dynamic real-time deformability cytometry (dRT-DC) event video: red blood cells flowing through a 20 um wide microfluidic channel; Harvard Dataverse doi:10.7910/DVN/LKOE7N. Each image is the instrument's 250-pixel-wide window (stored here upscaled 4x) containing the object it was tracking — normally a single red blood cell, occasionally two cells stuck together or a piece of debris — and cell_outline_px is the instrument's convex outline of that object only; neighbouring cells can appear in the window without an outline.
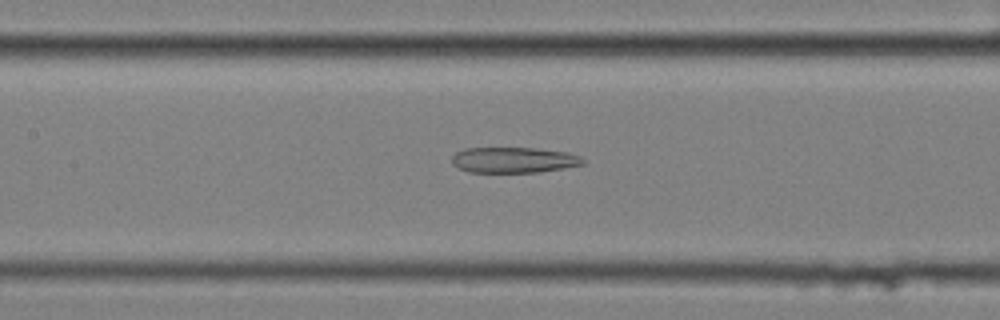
{"species": "common noctule bat (a hibernating species)", "species_latin": "Nyctalus noctula", "temperature_condition": "cold", "stored_images_in_passage": 57, "camera_frame_rate_fps": 3000, "um_per_image_px": 0.085, "animal": {"sex": "female", "body_mass_g": 25.1}, "frame": {"image": 1, "passage_image": 26, "time_ms": 8.333, "image_size_px": [1000, 320], "cell_outline_px": [[584, 164], [540, 172], [468, 172], [452, 164], [452, 156], [456, 152], [464, 148], [536, 148], [568, 152], [580, 156], [584, 160]], "centroid_in_image_um": [43.66, 13.59], "position_along_channel_um": 163.7, "area_um2": 19.59}}
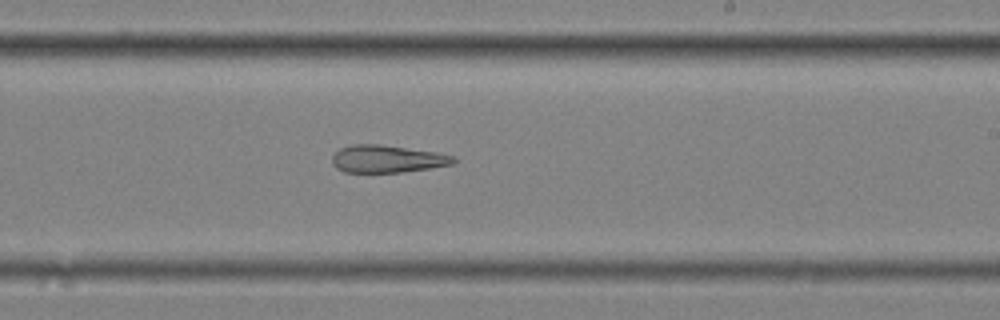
{"frame": {"image": 2, "passage_image": 34, "time_ms": 11.0, "image_size_px": [1000, 320], "cell_outline_px": [[456, 160], [452, 164], [404, 172], [344, 172], [336, 168], [332, 164], [332, 156], [340, 148], [352, 144], [380, 144], [436, 152], [452, 156]], "centroid_in_image_um": [32.86, 13.5], "position_along_channel_um": 256.1, "area_um2": 19.31}}
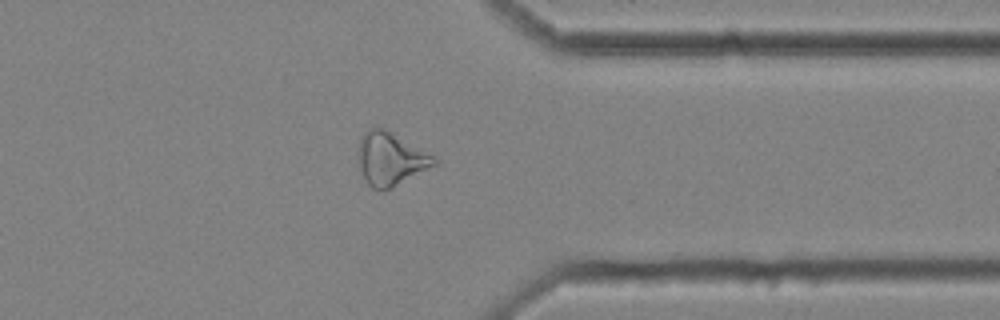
{"frame": {"image": 3, "passage_image": 45, "time_ms": 14.667, "image_size_px": [1000, 320], "cell_outline_px": [[436, 164], [392, 188], [372, 188], [368, 184], [360, 168], [360, 136], [368, 128], [384, 128], [432, 156], [436, 160]], "centroid_in_image_um": [33.17, 13.5], "position_along_channel_um": 378.2, "area_um2": 22.43}, "authors_computed_cell_mechanics": {"area_um2": 25.2586, "velocity_mm_per_s": 3.4686, "shape_relaxation_time_tau1_ms": null, "shape_relaxation_time_tau2_ms": 4.8683, "deformation_change_tau1": null, "deformation_change_tau2": 0.183}}